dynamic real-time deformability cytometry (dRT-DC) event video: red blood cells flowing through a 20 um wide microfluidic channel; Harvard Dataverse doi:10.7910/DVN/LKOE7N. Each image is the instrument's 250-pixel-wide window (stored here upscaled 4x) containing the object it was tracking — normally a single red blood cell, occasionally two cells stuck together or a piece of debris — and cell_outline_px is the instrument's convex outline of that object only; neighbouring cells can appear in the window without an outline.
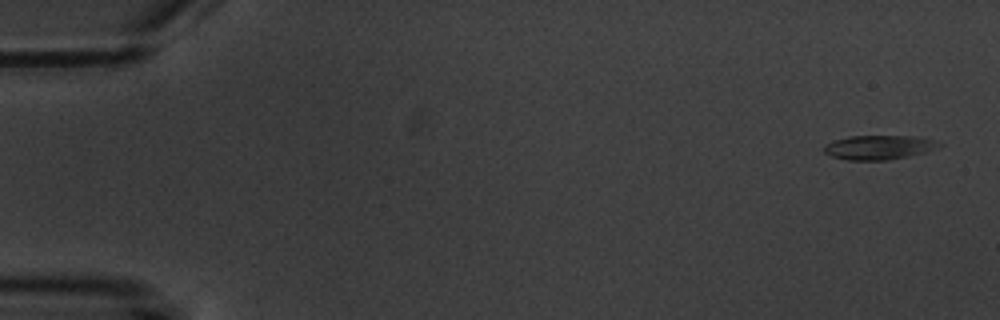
{"species": "common noctule bat (a hibernating species)", "species_latin": "Nyctalus noctula", "temperature_condition": "warm", "stored_images_in_passage": 16, "camera_frame_rate_fps": 3000, "um_per_image_px": 0.085, "animal": {"sex": "male", "body_mass_g": 20.1, "forearm_length_mm": 53.5}, "frame": {"image": 1, "passage_image": 1, "time_ms": 0.0, "image_size_px": [1000, 320], "cell_outline_px": [[944, 144], [928, 152], [888, 160], [848, 160], [832, 156], [824, 152], [824, 144], [832, 140], [848, 136], [920, 136], [936, 140]], "centroid_in_image_um": [74.74, 12.51], "position_along_channel_um": 10.3, "area_um2": 16.53}}
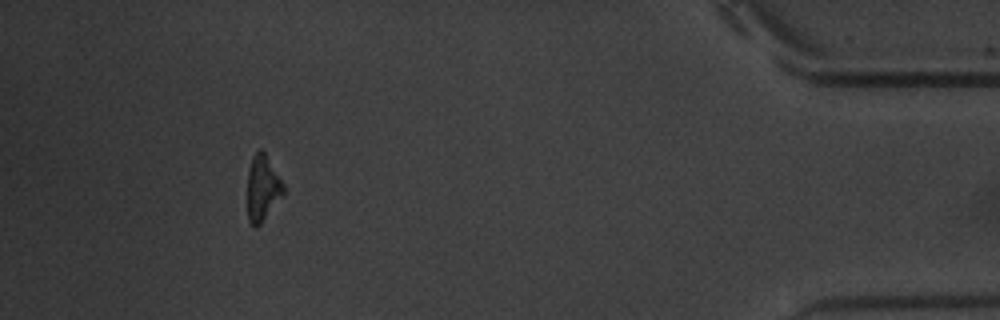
{"frame": {"image": 2, "passage_image": 14, "time_ms": 16.667, "image_size_px": [1000, 320], "cell_outline_px": [[284, 196], [260, 224], [256, 228], [248, 220], [248, 168], [252, 156], [260, 148], [264, 152], [284, 184]], "centroid_in_image_um": [22.33, 16.0], "position_along_channel_um": 412.9, "area_um2": 13.81}, "authors_computed_cell_mechanics": {"area_um2": 15.3748, "velocity_mm_per_s": 3.5879, "shape_relaxation_time_tau1_ms": 5.0553, "shape_relaxation_time_tau2_ms": null, "deformation_change_tau1": 0.1484, "deformation_change_tau2": null}}